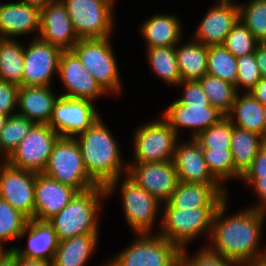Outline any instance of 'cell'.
I'll return each instance as SVG.
<instances>
[{"instance_id": "cell-45", "label": "cell", "mask_w": 266, "mask_h": 266, "mask_svg": "<svg viewBox=\"0 0 266 266\" xmlns=\"http://www.w3.org/2000/svg\"><path fill=\"white\" fill-rule=\"evenodd\" d=\"M241 179L245 181L244 183L253 186L258 198L261 200V203L259 201L256 206L254 205L250 208L266 213V177H241Z\"/></svg>"}, {"instance_id": "cell-48", "label": "cell", "mask_w": 266, "mask_h": 266, "mask_svg": "<svg viewBox=\"0 0 266 266\" xmlns=\"http://www.w3.org/2000/svg\"><path fill=\"white\" fill-rule=\"evenodd\" d=\"M250 93L263 105L266 104V78L262 77Z\"/></svg>"}, {"instance_id": "cell-2", "label": "cell", "mask_w": 266, "mask_h": 266, "mask_svg": "<svg viewBox=\"0 0 266 266\" xmlns=\"http://www.w3.org/2000/svg\"><path fill=\"white\" fill-rule=\"evenodd\" d=\"M74 139L87 172L99 185L105 186L109 196L116 189L122 172L125 175L128 173V165H123L116 138L99 118L86 131L74 136Z\"/></svg>"}, {"instance_id": "cell-23", "label": "cell", "mask_w": 266, "mask_h": 266, "mask_svg": "<svg viewBox=\"0 0 266 266\" xmlns=\"http://www.w3.org/2000/svg\"><path fill=\"white\" fill-rule=\"evenodd\" d=\"M39 29V8L22 2L0 3V38L13 39Z\"/></svg>"}, {"instance_id": "cell-16", "label": "cell", "mask_w": 266, "mask_h": 266, "mask_svg": "<svg viewBox=\"0 0 266 266\" xmlns=\"http://www.w3.org/2000/svg\"><path fill=\"white\" fill-rule=\"evenodd\" d=\"M57 73L67 89L61 96L93 101L107 93L72 50L62 51Z\"/></svg>"}, {"instance_id": "cell-3", "label": "cell", "mask_w": 266, "mask_h": 266, "mask_svg": "<svg viewBox=\"0 0 266 266\" xmlns=\"http://www.w3.org/2000/svg\"><path fill=\"white\" fill-rule=\"evenodd\" d=\"M107 197L105 186L99 185L74 198L49 222L53 225L59 240L84 234H98V213L101 199Z\"/></svg>"}, {"instance_id": "cell-17", "label": "cell", "mask_w": 266, "mask_h": 266, "mask_svg": "<svg viewBox=\"0 0 266 266\" xmlns=\"http://www.w3.org/2000/svg\"><path fill=\"white\" fill-rule=\"evenodd\" d=\"M38 38L61 50H71L79 41L67 9L61 0H55L40 9Z\"/></svg>"}, {"instance_id": "cell-55", "label": "cell", "mask_w": 266, "mask_h": 266, "mask_svg": "<svg viewBox=\"0 0 266 266\" xmlns=\"http://www.w3.org/2000/svg\"><path fill=\"white\" fill-rule=\"evenodd\" d=\"M218 2H231V0H218Z\"/></svg>"}, {"instance_id": "cell-36", "label": "cell", "mask_w": 266, "mask_h": 266, "mask_svg": "<svg viewBox=\"0 0 266 266\" xmlns=\"http://www.w3.org/2000/svg\"><path fill=\"white\" fill-rule=\"evenodd\" d=\"M239 20L260 42H266V0H250L239 5Z\"/></svg>"}, {"instance_id": "cell-49", "label": "cell", "mask_w": 266, "mask_h": 266, "mask_svg": "<svg viewBox=\"0 0 266 266\" xmlns=\"http://www.w3.org/2000/svg\"><path fill=\"white\" fill-rule=\"evenodd\" d=\"M16 266H53L52 263L16 255Z\"/></svg>"}, {"instance_id": "cell-40", "label": "cell", "mask_w": 266, "mask_h": 266, "mask_svg": "<svg viewBox=\"0 0 266 266\" xmlns=\"http://www.w3.org/2000/svg\"><path fill=\"white\" fill-rule=\"evenodd\" d=\"M232 123L224 117L218 124L199 133L194 140L201 148H231Z\"/></svg>"}, {"instance_id": "cell-50", "label": "cell", "mask_w": 266, "mask_h": 266, "mask_svg": "<svg viewBox=\"0 0 266 266\" xmlns=\"http://www.w3.org/2000/svg\"><path fill=\"white\" fill-rule=\"evenodd\" d=\"M0 266H16V255L11 250L0 252Z\"/></svg>"}, {"instance_id": "cell-37", "label": "cell", "mask_w": 266, "mask_h": 266, "mask_svg": "<svg viewBox=\"0 0 266 266\" xmlns=\"http://www.w3.org/2000/svg\"><path fill=\"white\" fill-rule=\"evenodd\" d=\"M28 219L21 211L0 199V248L2 250H5L2 246L5 241L19 239Z\"/></svg>"}, {"instance_id": "cell-26", "label": "cell", "mask_w": 266, "mask_h": 266, "mask_svg": "<svg viewBox=\"0 0 266 266\" xmlns=\"http://www.w3.org/2000/svg\"><path fill=\"white\" fill-rule=\"evenodd\" d=\"M182 25L175 15L156 14L141 26L147 48L175 47L181 40Z\"/></svg>"}, {"instance_id": "cell-20", "label": "cell", "mask_w": 266, "mask_h": 266, "mask_svg": "<svg viewBox=\"0 0 266 266\" xmlns=\"http://www.w3.org/2000/svg\"><path fill=\"white\" fill-rule=\"evenodd\" d=\"M78 193L43 172L35 173L34 218L49 221L58 214Z\"/></svg>"}, {"instance_id": "cell-34", "label": "cell", "mask_w": 266, "mask_h": 266, "mask_svg": "<svg viewBox=\"0 0 266 266\" xmlns=\"http://www.w3.org/2000/svg\"><path fill=\"white\" fill-rule=\"evenodd\" d=\"M207 74L235 85L237 57L223 45L208 46Z\"/></svg>"}, {"instance_id": "cell-29", "label": "cell", "mask_w": 266, "mask_h": 266, "mask_svg": "<svg viewBox=\"0 0 266 266\" xmlns=\"http://www.w3.org/2000/svg\"><path fill=\"white\" fill-rule=\"evenodd\" d=\"M98 235L84 234L60 240L52 265L84 266L97 246Z\"/></svg>"}, {"instance_id": "cell-41", "label": "cell", "mask_w": 266, "mask_h": 266, "mask_svg": "<svg viewBox=\"0 0 266 266\" xmlns=\"http://www.w3.org/2000/svg\"><path fill=\"white\" fill-rule=\"evenodd\" d=\"M261 78L262 75L256 64L254 53L237 58V78L235 84L237 92L240 86L244 87L245 91L250 92Z\"/></svg>"}, {"instance_id": "cell-30", "label": "cell", "mask_w": 266, "mask_h": 266, "mask_svg": "<svg viewBox=\"0 0 266 266\" xmlns=\"http://www.w3.org/2000/svg\"><path fill=\"white\" fill-rule=\"evenodd\" d=\"M175 53L182 81L199 80L207 74L208 46L194 40L176 45Z\"/></svg>"}, {"instance_id": "cell-46", "label": "cell", "mask_w": 266, "mask_h": 266, "mask_svg": "<svg viewBox=\"0 0 266 266\" xmlns=\"http://www.w3.org/2000/svg\"><path fill=\"white\" fill-rule=\"evenodd\" d=\"M242 177H266V144L259 150L250 168Z\"/></svg>"}, {"instance_id": "cell-12", "label": "cell", "mask_w": 266, "mask_h": 266, "mask_svg": "<svg viewBox=\"0 0 266 266\" xmlns=\"http://www.w3.org/2000/svg\"><path fill=\"white\" fill-rule=\"evenodd\" d=\"M121 184L125 218L136 234H151L162 203L149 194L127 174Z\"/></svg>"}, {"instance_id": "cell-9", "label": "cell", "mask_w": 266, "mask_h": 266, "mask_svg": "<svg viewBox=\"0 0 266 266\" xmlns=\"http://www.w3.org/2000/svg\"><path fill=\"white\" fill-rule=\"evenodd\" d=\"M59 137L48 124L35 123L5 161L14 167L41 173Z\"/></svg>"}, {"instance_id": "cell-15", "label": "cell", "mask_w": 266, "mask_h": 266, "mask_svg": "<svg viewBox=\"0 0 266 266\" xmlns=\"http://www.w3.org/2000/svg\"><path fill=\"white\" fill-rule=\"evenodd\" d=\"M127 175L161 203L168 202L179 180L173 160L128 163Z\"/></svg>"}, {"instance_id": "cell-52", "label": "cell", "mask_w": 266, "mask_h": 266, "mask_svg": "<svg viewBox=\"0 0 266 266\" xmlns=\"http://www.w3.org/2000/svg\"><path fill=\"white\" fill-rule=\"evenodd\" d=\"M8 115H4L2 113H0V132L2 131L3 127L5 126V123L8 119Z\"/></svg>"}, {"instance_id": "cell-32", "label": "cell", "mask_w": 266, "mask_h": 266, "mask_svg": "<svg viewBox=\"0 0 266 266\" xmlns=\"http://www.w3.org/2000/svg\"><path fill=\"white\" fill-rule=\"evenodd\" d=\"M148 64L153 72L169 85L177 86L181 81L175 47L148 48Z\"/></svg>"}, {"instance_id": "cell-22", "label": "cell", "mask_w": 266, "mask_h": 266, "mask_svg": "<svg viewBox=\"0 0 266 266\" xmlns=\"http://www.w3.org/2000/svg\"><path fill=\"white\" fill-rule=\"evenodd\" d=\"M26 235H28V242L25 249L21 250L13 246L8 250L21 257L52 263L60 241L53 225L49 221L29 218L19 239Z\"/></svg>"}, {"instance_id": "cell-54", "label": "cell", "mask_w": 266, "mask_h": 266, "mask_svg": "<svg viewBox=\"0 0 266 266\" xmlns=\"http://www.w3.org/2000/svg\"><path fill=\"white\" fill-rule=\"evenodd\" d=\"M264 125H265V139H266V104L263 105Z\"/></svg>"}, {"instance_id": "cell-8", "label": "cell", "mask_w": 266, "mask_h": 266, "mask_svg": "<svg viewBox=\"0 0 266 266\" xmlns=\"http://www.w3.org/2000/svg\"><path fill=\"white\" fill-rule=\"evenodd\" d=\"M79 39L110 37L114 0H61Z\"/></svg>"}, {"instance_id": "cell-33", "label": "cell", "mask_w": 266, "mask_h": 266, "mask_svg": "<svg viewBox=\"0 0 266 266\" xmlns=\"http://www.w3.org/2000/svg\"><path fill=\"white\" fill-rule=\"evenodd\" d=\"M198 81L208 96L210 105L217 108L226 116L230 112L238 93L235 85L208 74L204 75Z\"/></svg>"}, {"instance_id": "cell-1", "label": "cell", "mask_w": 266, "mask_h": 266, "mask_svg": "<svg viewBox=\"0 0 266 266\" xmlns=\"http://www.w3.org/2000/svg\"><path fill=\"white\" fill-rule=\"evenodd\" d=\"M226 204L225 200L214 214L209 248L238 265L264 261L266 249L258 247L266 213L248 207L226 218Z\"/></svg>"}, {"instance_id": "cell-27", "label": "cell", "mask_w": 266, "mask_h": 266, "mask_svg": "<svg viewBox=\"0 0 266 266\" xmlns=\"http://www.w3.org/2000/svg\"><path fill=\"white\" fill-rule=\"evenodd\" d=\"M226 117L234 126L256 133L265 139L263 104L250 92H246L243 96L237 93Z\"/></svg>"}, {"instance_id": "cell-21", "label": "cell", "mask_w": 266, "mask_h": 266, "mask_svg": "<svg viewBox=\"0 0 266 266\" xmlns=\"http://www.w3.org/2000/svg\"><path fill=\"white\" fill-rule=\"evenodd\" d=\"M173 162L180 182L222 186L210 173L202 148L194 138L188 143L176 142Z\"/></svg>"}, {"instance_id": "cell-11", "label": "cell", "mask_w": 266, "mask_h": 266, "mask_svg": "<svg viewBox=\"0 0 266 266\" xmlns=\"http://www.w3.org/2000/svg\"><path fill=\"white\" fill-rule=\"evenodd\" d=\"M93 101L59 96L48 125L61 137H74L86 131L100 118Z\"/></svg>"}, {"instance_id": "cell-25", "label": "cell", "mask_w": 266, "mask_h": 266, "mask_svg": "<svg viewBox=\"0 0 266 266\" xmlns=\"http://www.w3.org/2000/svg\"><path fill=\"white\" fill-rule=\"evenodd\" d=\"M51 87L21 86L18 91V114L36 124H48L55 101Z\"/></svg>"}, {"instance_id": "cell-7", "label": "cell", "mask_w": 266, "mask_h": 266, "mask_svg": "<svg viewBox=\"0 0 266 266\" xmlns=\"http://www.w3.org/2000/svg\"><path fill=\"white\" fill-rule=\"evenodd\" d=\"M155 234H137V240L105 266H179L181 249Z\"/></svg>"}, {"instance_id": "cell-53", "label": "cell", "mask_w": 266, "mask_h": 266, "mask_svg": "<svg viewBox=\"0 0 266 266\" xmlns=\"http://www.w3.org/2000/svg\"><path fill=\"white\" fill-rule=\"evenodd\" d=\"M240 266H266V260L260 262H253V263H244Z\"/></svg>"}, {"instance_id": "cell-44", "label": "cell", "mask_w": 266, "mask_h": 266, "mask_svg": "<svg viewBox=\"0 0 266 266\" xmlns=\"http://www.w3.org/2000/svg\"><path fill=\"white\" fill-rule=\"evenodd\" d=\"M19 88L14 83L0 80V113L8 116L15 114L14 109L18 106Z\"/></svg>"}, {"instance_id": "cell-42", "label": "cell", "mask_w": 266, "mask_h": 266, "mask_svg": "<svg viewBox=\"0 0 266 266\" xmlns=\"http://www.w3.org/2000/svg\"><path fill=\"white\" fill-rule=\"evenodd\" d=\"M186 252V248L180 250L179 266H240L234 261L224 258L221 254L212 251L208 246L191 257L187 256Z\"/></svg>"}, {"instance_id": "cell-19", "label": "cell", "mask_w": 266, "mask_h": 266, "mask_svg": "<svg viewBox=\"0 0 266 266\" xmlns=\"http://www.w3.org/2000/svg\"><path fill=\"white\" fill-rule=\"evenodd\" d=\"M239 21V7L233 2H218L202 19L193 39L206 46L223 45L226 36Z\"/></svg>"}, {"instance_id": "cell-6", "label": "cell", "mask_w": 266, "mask_h": 266, "mask_svg": "<svg viewBox=\"0 0 266 266\" xmlns=\"http://www.w3.org/2000/svg\"><path fill=\"white\" fill-rule=\"evenodd\" d=\"M109 38L79 39L71 50L107 93H119L120 73Z\"/></svg>"}, {"instance_id": "cell-39", "label": "cell", "mask_w": 266, "mask_h": 266, "mask_svg": "<svg viewBox=\"0 0 266 266\" xmlns=\"http://www.w3.org/2000/svg\"><path fill=\"white\" fill-rule=\"evenodd\" d=\"M260 42L239 20L226 36L223 46L237 58L253 54Z\"/></svg>"}, {"instance_id": "cell-28", "label": "cell", "mask_w": 266, "mask_h": 266, "mask_svg": "<svg viewBox=\"0 0 266 266\" xmlns=\"http://www.w3.org/2000/svg\"><path fill=\"white\" fill-rule=\"evenodd\" d=\"M265 139L260 135L238 128L232 124L231 152L234 162V174L241 179L250 168Z\"/></svg>"}, {"instance_id": "cell-24", "label": "cell", "mask_w": 266, "mask_h": 266, "mask_svg": "<svg viewBox=\"0 0 266 266\" xmlns=\"http://www.w3.org/2000/svg\"><path fill=\"white\" fill-rule=\"evenodd\" d=\"M226 196V190L223 186L179 181L168 202L173 207L180 209L219 207L228 199Z\"/></svg>"}, {"instance_id": "cell-51", "label": "cell", "mask_w": 266, "mask_h": 266, "mask_svg": "<svg viewBox=\"0 0 266 266\" xmlns=\"http://www.w3.org/2000/svg\"><path fill=\"white\" fill-rule=\"evenodd\" d=\"M54 0H20L19 2L35 6L39 9L44 8L48 3L53 2Z\"/></svg>"}, {"instance_id": "cell-13", "label": "cell", "mask_w": 266, "mask_h": 266, "mask_svg": "<svg viewBox=\"0 0 266 266\" xmlns=\"http://www.w3.org/2000/svg\"><path fill=\"white\" fill-rule=\"evenodd\" d=\"M0 163V199L21 211L28 218H34L35 172Z\"/></svg>"}, {"instance_id": "cell-4", "label": "cell", "mask_w": 266, "mask_h": 266, "mask_svg": "<svg viewBox=\"0 0 266 266\" xmlns=\"http://www.w3.org/2000/svg\"><path fill=\"white\" fill-rule=\"evenodd\" d=\"M43 173L78 192L99 186L87 172L74 137L58 138Z\"/></svg>"}, {"instance_id": "cell-18", "label": "cell", "mask_w": 266, "mask_h": 266, "mask_svg": "<svg viewBox=\"0 0 266 266\" xmlns=\"http://www.w3.org/2000/svg\"><path fill=\"white\" fill-rule=\"evenodd\" d=\"M162 117L177 135L181 127L192 128V138H195L226 116L212 105H181L176 100L165 109Z\"/></svg>"}, {"instance_id": "cell-5", "label": "cell", "mask_w": 266, "mask_h": 266, "mask_svg": "<svg viewBox=\"0 0 266 266\" xmlns=\"http://www.w3.org/2000/svg\"><path fill=\"white\" fill-rule=\"evenodd\" d=\"M163 205L164 215L160 227L162 230L160 229L158 234L180 249L185 248L189 241L201 236L202 233L211 234L214 214L218 207L180 209L173 207L169 202H164Z\"/></svg>"}, {"instance_id": "cell-47", "label": "cell", "mask_w": 266, "mask_h": 266, "mask_svg": "<svg viewBox=\"0 0 266 266\" xmlns=\"http://www.w3.org/2000/svg\"><path fill=\"white\" fill-rule=\"evenodd\" d=\"M254 55L262 77L266 78V42L258 45Z\"/></svg>"}, {"instance_id": "cell-10", "label": "cell", "mask_w": 266, "mask_h": 266, "mask_svg": "<svg viewBox=\"0 0 266 266\" xmlns=\"http://www.w3.org/2000/svg\"><path fill=\"white\" fill-rule=\"evenodd\" d=\"M178 135L162 119L140 126L134 133L135 163L171 161Z\"/></svg>"}, {"instance_id": "cell-31", "label": "cell", "mask_w": 266, "mask_h": 266, "mask_svg": "<svg viewBox=\"0 0 266 266\" xmlns=\"http://www.w3.org/2000/svg\"><path fill=\"white\" fill-rule=\"evenodd\" d=\"M24 47L16 39L0 38V80L22 86Z\"/></svg>"}, {"instance_id": "cell-43", "label": "cell", "mask_w": 266, "mask_h": 266, "mask_svg": "<svg viewBox=\"0 0 266 266\" xmlns=\"http://www.w3.org/2000/svg\"><path fill=\"white\" fill-rule=\"evenodd\" d=\"M178 85L184 89L183 96L177 100L181 105H210L198 80L181 81Z\"/></svg>"}, {"instance_id": "cell-35", "label": "cell", "mask_w": 266, "mask_h": 266, "mask_svg": "<svg viewBox=\"0 0 266 266\" xmlns=\"http://www.w3.org/2000/svg\"><path fill=\"white\" fill-rule=\"evenodd\" d=\"M35 123L15 112L10 115L0 132V157L6 160L28 134Z\"/></svg>"}, {"instance_id": "cell-38", "label": "cell", "mask_w": 266, "mask_h": 266, "mask_svg": "<svg viewBox=\"0 0 266 266\" xmlns=\"http://www.w3.org/2000/svg\"><path fill=\"white\" fill-rule=\"evenodd\" d=\"M202 151L210 173L222 186L225 180L237 178L230 148H202Z\"/></svg>"}, {"instance_id": "cell-14", "label": "cell", "mask_w": 266, "mask_h": 266, "mask_svg": "<svg viewBox=\"0 0 266 266\" xmlns=\"http://www.w3.org/2000/svg\"><path fill=\"white\" fill-rule=\"evenodd\" d=\"M63 50L35 37L24 48V71L22 86L50 87L53 75L58 72Z\"/></svg>"}]
</instances>
